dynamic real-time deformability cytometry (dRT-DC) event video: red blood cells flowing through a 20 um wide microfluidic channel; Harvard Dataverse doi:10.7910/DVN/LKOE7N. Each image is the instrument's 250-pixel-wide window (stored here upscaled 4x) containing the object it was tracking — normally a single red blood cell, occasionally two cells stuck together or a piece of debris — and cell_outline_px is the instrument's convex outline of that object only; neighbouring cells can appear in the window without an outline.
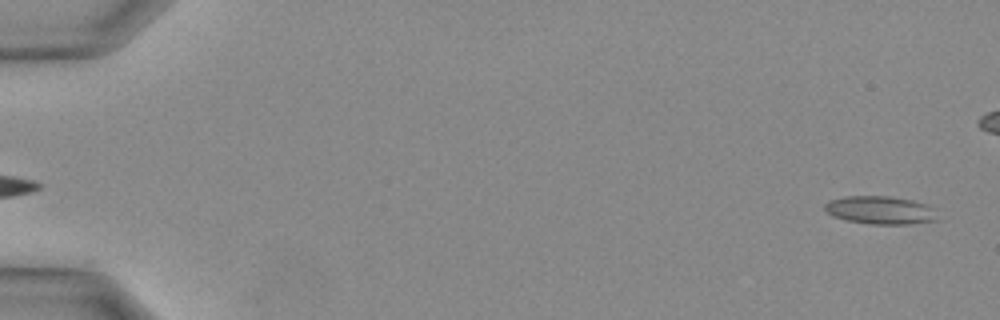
{"species": "Egyptian fruit bat (a non-hibernating species)", "species_latin": "Rousettus aegyptiacus", "temperature_condition": "warm", "stored_images_in_passage": 35, "camera_frame_rate_fps": 3000, "um_per_image_px": 0.085, "animal": {"sex": "female"}, "frame": {"image": 1, "passage_image": 1, "time_ms": 0.0, "image_size_px": [1000, 320], "cell_outline_px": [[940, 220], [908, 224], [868, 224], [844, 220], [832, 216], [824, 208], [824, 204], [828, 200], [844, 196], [888, 196], [912, 200], [924, 204], [932, 208]], "centroid_in_image_um": [74.79, 17.87], "position_along_channel_um": 10.2, "area_um2": 18.55}}
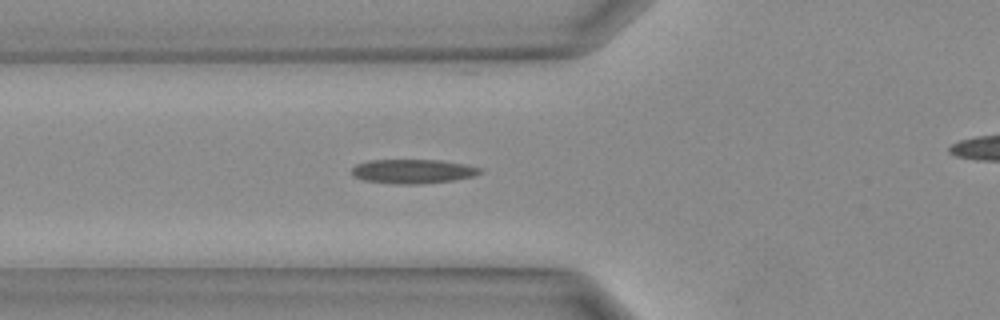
{"frame": {"image": 2, "passage_image": 13, "time_ms": 4.0, "image_size_px": [1000, 320], "cell_outline_px": [[484, 172], [476, 176], [456, 180], [420, 184], [396, 184], [364, 180], [352, 176], [352, 168], [356, 164], [368, 160], [440, 160], [464, 164], [484, 168]], "centroid_in_image_um": [35.15, 14.56], "position_along_channel_um": 90.6, "area_um2": 18.38}}
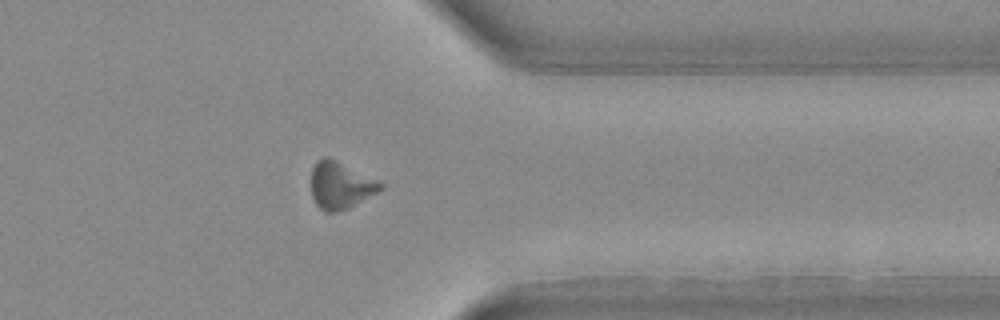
{"frame": {"image": 3, "passage_image": 28, "time_ms": 9.0, "image_size_px": [1000, 320], "cell_outline_px": [[384, 188], [348, 208], [336, 212], [324, 212], [316, 204], [312, 196], [312, 168], [316, 160], [324, 156], [328, 156], [384, 184]], "centroid_in_image_um": [28.91, 15.75], "position_along_channel_um": 382.5, "area_um2": 18.73}}